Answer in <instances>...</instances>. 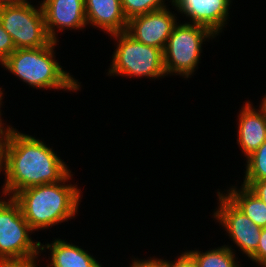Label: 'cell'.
Listing matches in <instances>:
<instances>
[{"label": "cell", "instance_id": "6da1fadb", "mask_svg": "<svg viewBox=\"0 0 266 267\" xmlns=\"http://www.w3.org/2000/svg\"><path fill=\"white\" fill-rule=\"evenodd\" d=\"M65 163L44 140L13 127L2 142L1 195L14 197L32 186L60 182L71 172Z\"/></svg>", "mask_w": 266, "mask_h": 267}, {"label": "cell", "instance_id": "7a4b0ae2", "mask_svg": "<svg viewBox=\"0 0 266 267\" xmlns=\"http://www.w3.org/2000/svg\"><path fill=\"white\" fill-rule=\"evenodd\" d=\"M70 172L62 181L32 186L19 191L13 198L21 207L22 214L35 232L46 230L76 217L82 200L77 183H69ZM67 183V184H66Z\"/></svg>", "mask_w": 266, "mask_h": 267}, {"label": "cell", "instance_id": "3957f363", "mask_svg": "<svg viewBox=\"0 0 266 267\" xmlns=\"http://www.w3.org/2000/svg\"><path fill=\"white\" fill-rule=\"evenodd\" d=\"M57 42L39 48L16 49L0 65L17 79L42 90H63L77 92L81 89V82L73 78L71 73L65 71L55 60V47Z\"/></svg>", "mask_w": 266, "mask_h": 267}, {"label": "cell", "instance_id": "277c9868", "mask_svg": "<svg viewBox=\"0 0 266 267\" xmlns=\"http://www.w3.org/2000/svg\"><path fill=\"white\" fill-rule=\"evenodd\" d=\"M117 45L107 76L128 78H164L163 51L136 41L126 31L109 35ZM117 41V42H116Z\"/></svg>", "mask_w": 266, "mask_h": 267}, {"label": "cell", "instance_id": "5b68a950", "mask_svg": "<svg viewBox=\"0 0 266 267\" xmlns=\"http://www.w3.org/2000/svg\"><path fill=\"white\" fill-rule=\"evenodd\" d=\"M215 38L217 35L205 26L178 21L163 51L166 75L192 78L201 62L202 45Z\"/></svg>", "mask_w": 266, "mask_h": 267}, {"label": "cell", "instance_id": "8992f818", "mask_svg": "<svg viewBox=\"0 0 266 267\" xmlns=\"http://www.w3.org/2000/svg\"><path fill=\"white\" fill-rule=\"evenodd\" d=\"M33 233L18 202L13 197L1 195L0 260L38 259L41 242L31 238Z\"/></svg>", "mask_w": 266, "mask_h": 267}, {"label": "cell", "instance_id": "52a82bcc", "mask_svg": "<svg viewBox=\"0 0 266 267\" xmlns=\"http://www.w3.org/2000/svg\"><path fill=\"white\" fill-rule=\"evenodd\" d=\"M32 2H0V22L15 49L39 48L53 42L47 33L41 5Z\"/></svg>", "mask_w": 266, "mask_h": 267}, {"label": "cell", "instance_id": "ba28073f", "mask_svg": "<svg viewBox=\"0 0 266 267\" xmlns=\"http://www.w3.org/2000/svg\"><path fill=\"white\" fill-rule=\"evenodd\" d=\"M217 207L213 218L226 231L235 247L248 258L257 250L262 228L254 224L222 192L217 191Z\"/></svg>", "mask_w": 266, "mask_h": 267}, {"label": "cell", "instance_id": "9c48e42d", "mask_svg": "<svg viewBox=\"0 0 266 267\" xmlns=\"http://www.w3.org/2000/svg\"><path fill=\"white\" fill-rule=\"evenodd\" d=\"M168 7L137 15L128 20L126 32L136 41L164 51L179 17Z\"/></svg>", "mask_w": 266, "mask_h": 267}, {"label": "cell", "instance_id": "30bf717a", "mask_svg": "<svg viewBox=\"0 0 266 267\" xmlns=\"http://www.w3.org/2000/svg\"><path fill=\"white\" fill-rule=\"evenodd\" d=\"M232 0H173L171 6L188 18L187 23L202 25L219 36L228 25ZM227 24V25H226Z\"/></svg>", "mask_w": 266, "mask_h": 267}, {"label": "cell", "instance_id": "8fae6325", "mask_svg": "<svg viewBox=\"0 0 266 267\" xmlns=\"http://www.w3.org/2000/svg\"><path fill=\"white\" fill-rule=\"evenodd\" d=\"M41 8L47 33L53 42L59 43L58 31L87 28L84 0H46Z\"/></svg>", "mask_w": 266, "mask_h": 267}, {"label": "cell", "instance_id": "7c38bea8", "mask_svg": "<svg viewBox=\"0 0 266 267\" xmlns=\"http://www.w3.org/2000/svg\"><path fill=\"white\" fill-rule=\"evenodd\" d=\"M245 101L237 116L236 143L246 159L266 141V111L261 105L258 109L250 100Z\"/></svg>", "mask_w": 266, "mask_h": 267}, {"label": "cell", "instance_id": "4fadbf2b", "mask_svg": "<svg viewBox=\"0 0 266 267\" xmlns=\"http://www.w3.org/2000/svg\"><path fill=\"white\" fill-rule=\"evenodd\" d=\"M84 4L88 27L101 29L108 36L126 31L128 20L123 13L121 0H84Z\"/></svg>", "mask_w": 266, "mask_h": 267}, {"label": "cell", "instance_id": "5bb4252c", "mask_svg": "<svg viewBox=\"0 0 266 267\" xmlns=\"http://www.w3.org/2000/svg\"><path fill=\"white\" fill-rule=\"evenodd\" d=\"M52 243H40V253L50 252L49 262L46 267H102V264L96 260L87 250L67 242L66 240L56 238Z\"/></svg>", "mask_w": 266, "mask_h": 267}, {"label": "cell", "instance_id": "9a60e30c", "mask_svg": "<svg viewBox=\"0 0 266 267\" xmlns=\"http://www.w3.org/2000/svg\"><path fill=\"white\" fill-rule=\"evenodd\" d=\"M221 192L254 224L260 228L266 227V204L246 186L241 184L240 188H237L231 185L227 191L224 189Z\"/></svg>", "mask_w": 266, "mask_h": 267}, {"label": "cell", "instance_id": "2e32d148", "mask_svg": "<svg viewBox=\"0 0 266 267\" xmlns=\"http://www.w3.org/2000/svg\"><path fill=\"white\" fill-rule=\"evenodd\" d=\"M222 245L205 252L197 250H187L197 261L199 267H242L237 261L239 258L236 255L233 245Z\"/></svg>", "mask_w": 266, "mask_h": 267}, {"label": "cell", "instance_id": "e0dca14e", "mask_svg": "<svg viewBox=\"0 0 266 267\" xmlns=\"http://www.w3.org/2000/svg\"><path fill=\"white\" fill-rule=\"evenodd\" d=\"M245 160L243 180H266V141Z\"/></svg>", "mask_w": 266, "mask_h": 267}, {"label": "cell", "instance_id": "ac0fdd59", "mask_svg": "<svg viewBox=\"0 0 266 267\" xmlns=\"http://www.w3.org/2000/svg\"><path fill=\"white\" fill-rule=\"evenodd\" d=\"M166 1L169 0H121V6L125 17L129 20L137 15L168 7L165 3ZM168 3H173V0Z\"/></svg>", "mask_w": 266, "mask_h": 267}, {"label": "cell", "instance_id": "d6986e66", "mask_svg": "<svg viewBox=\"0 0 266 267\" xmlns=\"http://www.w3.org/2000/svg\"><path fill=\"white\" fill-rule=\"evenodd\" d=\"M15 50L11 36L3 28L0 22V64L4 62Z\"/></svg>", "mask_w": 266, "mask_h": 267}, {"label": "cell", "instance_id": "ffe728a7", "mask_svg": "<svg viewBox=\"0 0 266 267\" xmlns=\"http://www.w3.org/2000/svg\"><path fill=\"white\" fill-rule=\"evenodd\" d=\"M248 259L258 267H266V227L262 228L257 250Z\"/></svg>", "mask_w": 266, "mask_h": 267}, {"label": "cell", "instance_id": "44dd1931", "mask_svg": "<svg viewBox=\"0 0 266 267\" xmlns=\"http://www.w3.org/2000/svg\"><path fill=\"white\" fill-rule=\"evenodd\" d=\"M242 185L266 204V180H243Z\"/></svg>", "mask_w": 266, "mask_h": 267}, {"label": "cell", "instance_id": "7402d4cb", "mask_svg": "<svg viewBox=\"0 0 266 267\" xmlns=\"http://www.w3.org/2000/svg\"><path fill=\"white\" fill-rule=\"evenodd\" d=\"M132 263L129 267H168V259H158L157 257H148V259L132 258Z\"/></svg>", "mask_w": 266, "mask_h": 267}, {"label": "cell", "instance_id": "603a6c76", "mask_svg": "<svg viewBox=\"0 0 266 267\" xmlns=\"http://www.w3.org/2000/svg\"><path fill=\"white\" fill-rule=\"evenodd\" d=\"M180 254L174 260H168V267H199L195 258L188 251Z\"/></svg>", "mask_w": 266, "mask_h": 267}, {"label": "cell", "instance_id": "cb8c5ba5", "mask_svg": "<svg viewBox=\"0 0 266 267\" xmlns=\"http://www.w3.org/2000/svg\"><path fill=\"white\" fill-rule=\"evenodd\" d=\"M39 261L40 259L0 260V267H38Z\"/></svg>", "mask_w": 266, "mask_h": 267}, {"label": "cell", "instance_id": "d4e9b609", "mask_svg": "<svg viewBox=\"0 0 266 267\" xmlns=\"http://www.w3.org/2000/svg\"><path fill=\"white\" fill-rule=\"evenodd\" d=\"M3 88L2 87H0V133H9L10 132V130L14 127V126H12V125H8V124H6V123H4L3 122V118L1 117L2 115H3V113H1L2 112V110H1V108L3 107V95L5 94V93H3ZM6 126H5V125Z\"/></svg>", "mask_w": 266, "mask_h": 267}, {"label": "cell", "instance_id": "484cf974", "mask_svg": "<svg viewBox=\"0 0 266 267\" xmlns=\"http://www.w3.org/2000/svg\"><path fill=\"white\" fill-rule=\"evenodd\" d=\"M9 133H0V169H1V155H2V142Z\"/></svg>", "mask_w": 266, "mask_h": 267}, {"label": "cell", "instance_id": "4316f807", "mask_svg": "<svg viewBox=\"0 0 266 267\" xmlns=\"http://www.w3.org/2000/svg\"><path fill=\"white\" fill-rule=\"evenodd\" d=\"M260 105L265 109L266 111V94L263 96V98L260 101Z\"/></svg>", "mask_w": 266, "mask_h": 267}, {"label": "cell", "instance_id": "83f0119b", "mask_svg": "<svg viewBox=\"0 0 266 267\" xmlns=\"http://www.w3.org/2000/svg\"><path fill=\"white\" fill-rule=\"evenodd\" d=\"M21 1H27V0H0V2H21Z\"/></svg>", "mask_w": 266, "mask_h": 267}, {"label": "cell", "instance_id": "f1b7e54d", "mask_svg": "<svg viewBox=\"0 0 266 267\" xmlns=\"http://www.w3.org/2000/svg\"><path fill=\"white\" fill-rule=\"evenodd\" d=\"M29 1H31V0H29ZM45 1H46V0H43V1H41V2L39 1V2H38V5H41V4L44 3Z\"/></svg>", "mask_w": 266, "mask_h": 267}]
</instances>
